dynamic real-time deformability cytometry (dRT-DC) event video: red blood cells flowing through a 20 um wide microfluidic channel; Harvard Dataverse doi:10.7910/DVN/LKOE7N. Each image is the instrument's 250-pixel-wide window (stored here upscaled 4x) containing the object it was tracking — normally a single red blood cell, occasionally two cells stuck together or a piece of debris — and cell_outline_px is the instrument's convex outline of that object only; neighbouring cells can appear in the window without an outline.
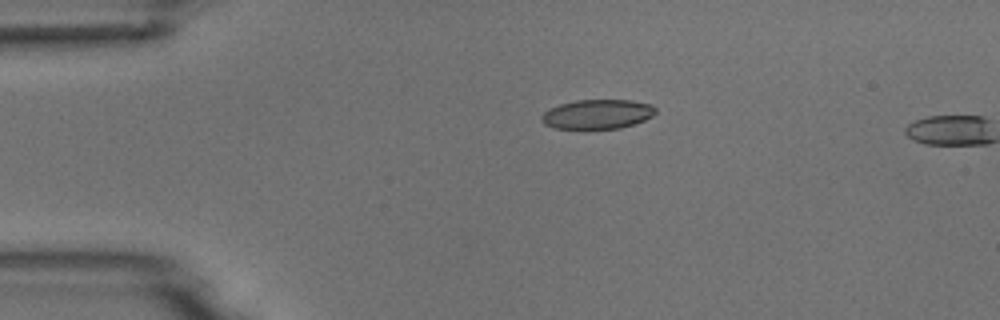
{"species": "common noctule bat (a hibernating species)", "species_latin": "Nyctalus noctula", "temperature_condition": "room temperature", "stored_images_in_passage": 3, "camera_frame_rate_fps": 3000, "um_per_image_px": 0.085, "animal": {"sex": "male", "body_mass_g": 18.8}, "frame": {"image": 1, "passage_image": 2, "time_ms": 1.333, "image_size_px": [1000, 320], "cell_outline_px": [[656, 112], [652, 116], [644, 120], [620, 128], [552, 128], [544, 124], [540, 120], [540, 116], [544, 112], [560, 104], [576, 100], [632, 100], [652, 104], [656, 108]], "centroid_in_image_um": [50.78, 9.69], "position_along_channel_um": 34.2, "area_um2": 19.48}}